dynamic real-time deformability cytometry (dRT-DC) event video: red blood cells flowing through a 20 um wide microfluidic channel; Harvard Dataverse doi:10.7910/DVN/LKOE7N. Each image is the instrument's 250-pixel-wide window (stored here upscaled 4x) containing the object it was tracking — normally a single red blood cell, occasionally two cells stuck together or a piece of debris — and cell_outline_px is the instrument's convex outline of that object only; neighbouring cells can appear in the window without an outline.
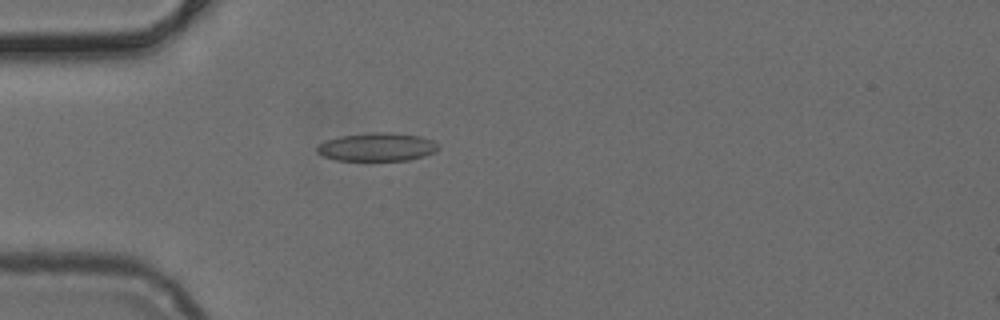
{"species": "common noctule bat (a hibernating species)", "species_latin": "Nyctalus noctula", "temperature_condition": "cold", "stored_images_in_passage": 51, "camera_frame_rate_fps": 3000, "um_per_image_px": 0.085, "animal": {"sex": "female", "body_mass_g": 24.6, "forearm_length_mm": 56.2}, "frame": {"image": 1, "passage_image": 15, "time_ms": 4.667, "image_size_px": [1000, 320], "cell_outline_px": [[440, 148], [436, 152], [424, 156], [408, 160], [336, 160], [324, 156], [316, 152], [316, 148], [324, 140], [340, 136], [372, 132], [392, 132], [420, 136], [432, 140]], "centroid_in_image_um": [32.05, 12.49], "position_along_channel_um": 52.9, "area_um2": 20.06}}
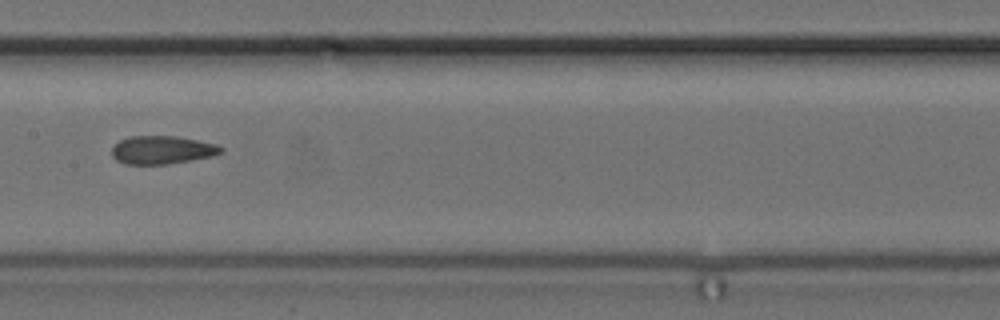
{"frame": {"image": 2, "passage_image": 26, "time_ms": 8.333, "image_size_px": [1000, 320], "cell_outline_px": [[224, 152], [212, 156], [168, 164], [124, 164], [116, 160], [112, 156], [112, 144], [128, 136], [176, 136], [216, 144], [224, 148]], "centroid_in_image_um": [13.75, 12.74], "position_along_channel_um": 193.7, "area_um2": 18.03}}
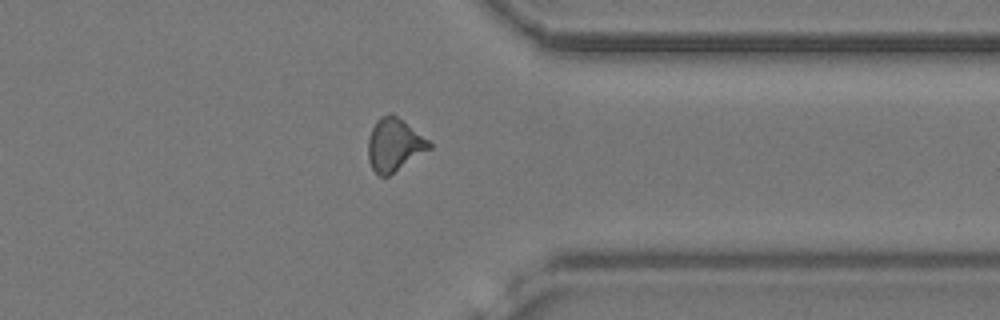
{"frame": {"image": 3, "passage_image": 40, "time_ms": 13.0, "image_size_px": [1000, 320], "cell_outline_px": [[432, 148], [388, 176], [380, 176], [372, 168], [368, 160], [368, 140], [372, 128], [376, 120], [380, 116], [392, 112], [428, 140], [432, 144]], "centroid_in_image_um": [33.5, 12.3], "position_along_channel_um": 377.9, "area_um2": 18.73}}